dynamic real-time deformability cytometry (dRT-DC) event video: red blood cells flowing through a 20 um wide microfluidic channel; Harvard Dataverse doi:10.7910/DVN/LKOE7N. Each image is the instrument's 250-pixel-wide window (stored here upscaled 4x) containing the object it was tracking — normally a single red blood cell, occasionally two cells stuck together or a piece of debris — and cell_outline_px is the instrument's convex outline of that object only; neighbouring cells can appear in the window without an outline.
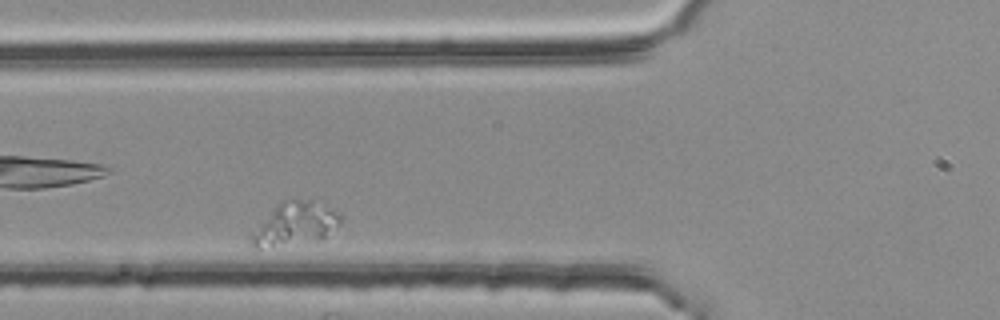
{"species": "common noctule bat (a hibernating species)", "species_latin": "Nyctalus noctula", "temperature_condition": "room temperature", "stored_images_in_passage": 29, "camera_frame_rate_fps": 3000, "um_per_image_px": 0.085, "animal": {"sex": "female", "body_mass_g": 25.1}, "frame": {"image": 1, "passage_image": 4, "time_ms": 1.0, "image_size_px": [1000, 320], "cell_outline_px": [[340, 224], [336, 228], [320, 240], [260, 248], [252, 248], [248, 236], [272, 208], [296, 196], [324, 200], [340, 216]], "centroid_in_image_um": [25.09, 18.97], "position_along_channel_um": 100.7, "area_um2": 23.06}}
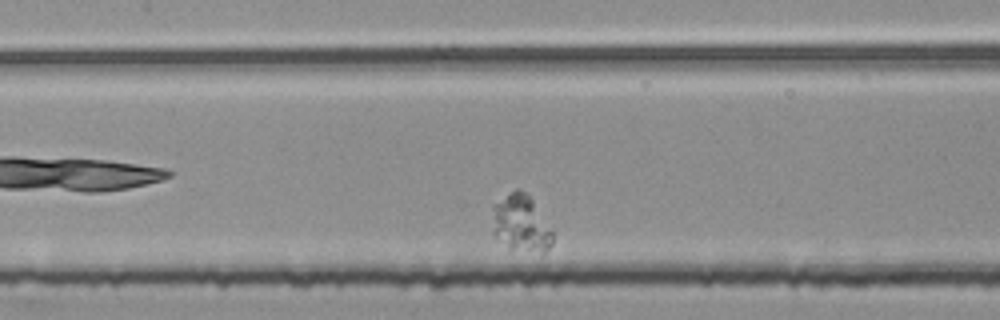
{"frame": {"image": 2, "passage_image": 10, "time_ms": 3.0, "image_size_px": [1000, 320], "cell_outline_px": [[552, 244], [544, 252], [508, 248], [492, 232], [492, 204], [516, 188], [524, 192], [532, 200], [552, 232]], "centroid_in_image_um": [44.23, 18.97], "position_along_channel_um": 163.2, "area_um2": 19.59}}
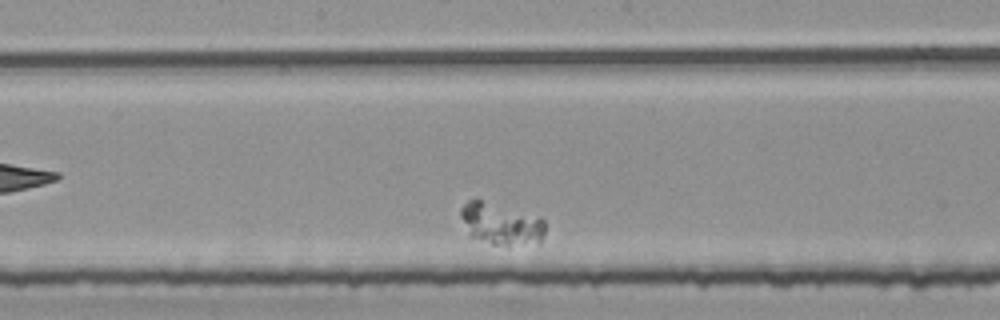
{"frame": {"image": 3, "passage_image": 14, "time_ms": 4.333, "image_size_px": [1000, 320], "cell_outline_px": [[544, 232], [540, 244], [508, 248], [492, 244], [468, 236], [460, 216], [460, 208], [468, 200], [480, 200], [540, 216], [544, 220]], "centroid_in_image_um": [42.61, 19.09], "position_along_channel_um": 205.6, "area_um2": 21.27}}